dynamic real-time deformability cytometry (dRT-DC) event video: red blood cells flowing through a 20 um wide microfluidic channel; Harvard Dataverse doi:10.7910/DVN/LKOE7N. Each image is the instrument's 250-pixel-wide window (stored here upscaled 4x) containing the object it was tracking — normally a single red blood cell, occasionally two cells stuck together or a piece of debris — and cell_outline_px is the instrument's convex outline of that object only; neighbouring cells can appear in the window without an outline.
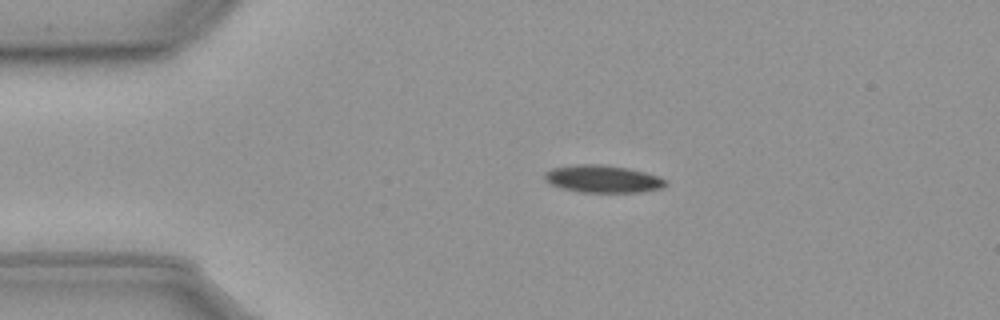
{"species": "common noctule bat (a hibernating species)", "species_latin": "Nyctalus noctula", "temperature_condition": "cold", "stored_images_in_passage": 46, "camera_frame_rate_fps": 3000, "um_per_image_px": 0.085, "animal": {"sex": "male", "body_mass_g": 23.1, "forearm_length_mm": 52.7}, "frame": {"image": 1, "passage_image": 1, "time_ms": 0.0, "image_size_px": [1000, 320], "cell_outline_px": [[668, 184], [664, 188], [640, 192], [584, 192], [564, 188], [552, 184], [544, 176], [544, 172], [552, 168], [580, 164], [604, 164], [628, 168], [660, 176], [668, 180]], "centroid_in_image_um": [51.33, 15.2], "position_along_channel_um": 33.7, "area_um2": 19.31}}
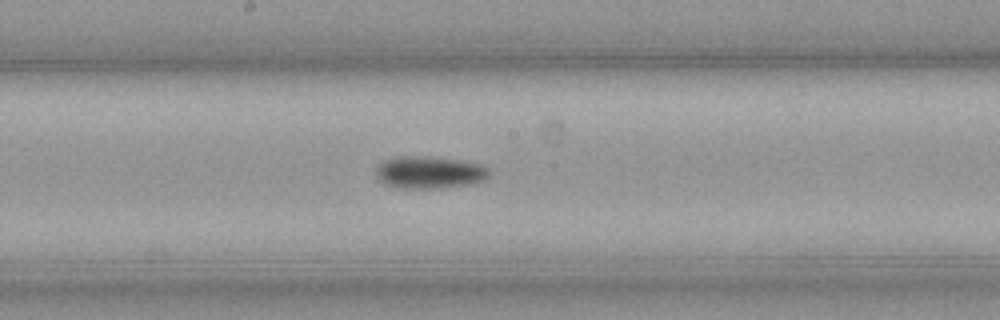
{"frame": {"image": 2, "passage_image": 19, "time_ms": 6.0, "image_size_px": [1000, 320], "cell_outline_px": [[488, 176], [484, 180], [476, 184], [440, 188], [400, 188], [384, 184], [376, 176], [376, 168], [384, 160], [400, 156], [412, 156], [452, 160], [476, 164], [488, 168]], "centroid_in_image_um": [36.46, 14.69], "position_along_channel_um": 211.7, "area_um2": 20.87}}
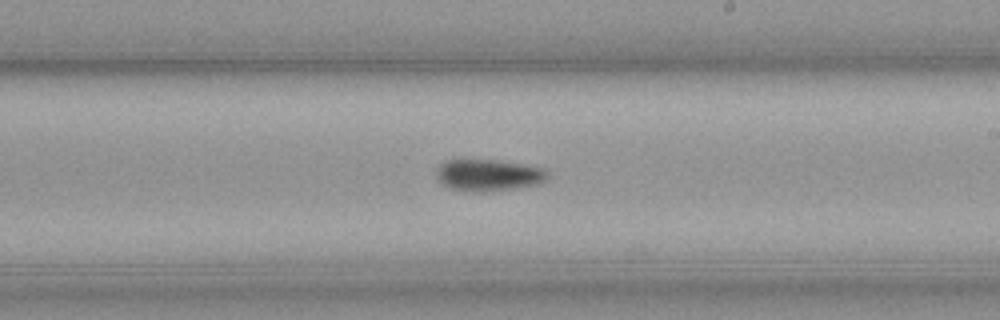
{"frame": {"image": 3, "passage_image": 22, "time_ms": 7.0, "image_size_px": [1000, 320], "cell_outline_px": [[548, 176], [544, 180], [536, 184], [512, 188], [472, 192], [448, 188], [440, 184], [436, 176], [436, 172], [440, 164], [444, 160], [500, 160], [544, 168]], "centroid_in_image_um": [41.44, 14.87], "position_along_channel_um": 247.6, "area_um2": 20.35}}